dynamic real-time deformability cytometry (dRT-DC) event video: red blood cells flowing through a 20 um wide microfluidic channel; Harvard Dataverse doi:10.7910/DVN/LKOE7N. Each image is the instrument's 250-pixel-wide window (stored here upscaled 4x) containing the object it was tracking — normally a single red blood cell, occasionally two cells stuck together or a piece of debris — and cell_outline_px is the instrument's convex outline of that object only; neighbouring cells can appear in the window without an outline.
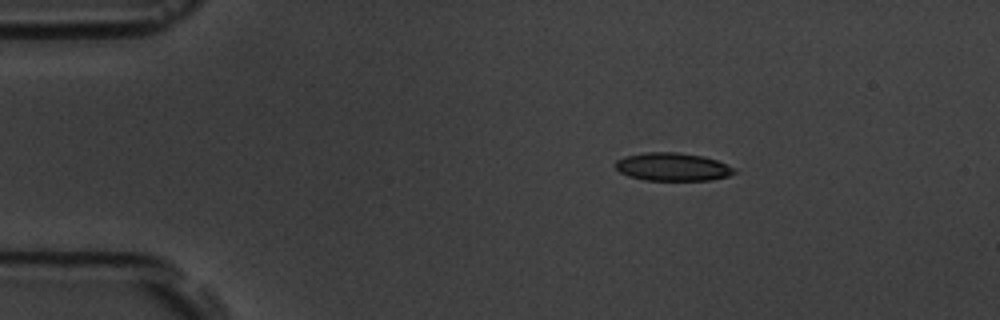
{"species": "common noctule bat (a hibernating species)", "species_latin": "Nyctalus noctula", "temperature_condition": "room temperature", "stored_images_in_passage": 3, "camera_frame_rate_fps": 3000, "um_per_image_px": 0.085, "animal": {"sex": "male", "body_mass_g": 19.5, "forearm_length_mm": 54.6}, "frame": {"image": 1, "passage_image": 1, "time_ms": 0.0, "image_size_px": [1000, 320], "cell_outline_px": [[736, 172], [728, 176], [708, 180], [644, 180], [628, 176], [620, 172], [616, 168], [616, 160], [624, 156], [644, 152], [676, 152], [704, 156], [716, 160], [736, 168]], "centroid_in_image_um": [57.16, 14.18], "position_along_channel_um": 27.8, "area_um2": 19.48}}
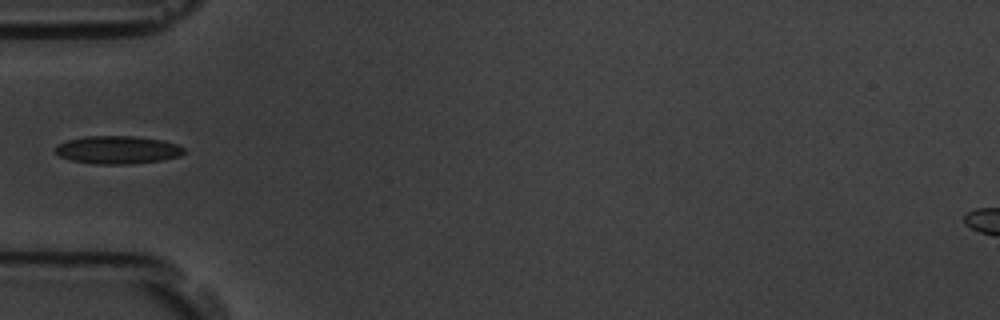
{"frame": {"image": 2, "passage_image": 3, "time_ms": 3.0, "image_size_px": [1000, 320], "cell_outline_px": [[184, 152], [180, 156], [164, 160], [132, 164], [92, 164], [72, 160], [60, 156], [56, 152], [56, 144], [68, 140], [84, 136], [136, 136], [164, 140], [176, 144], [184, 148]], "centroid_in_image_um": [10.02, 12.74], "position_along_channel_um": 75.0, "area_um2": 21.1}}